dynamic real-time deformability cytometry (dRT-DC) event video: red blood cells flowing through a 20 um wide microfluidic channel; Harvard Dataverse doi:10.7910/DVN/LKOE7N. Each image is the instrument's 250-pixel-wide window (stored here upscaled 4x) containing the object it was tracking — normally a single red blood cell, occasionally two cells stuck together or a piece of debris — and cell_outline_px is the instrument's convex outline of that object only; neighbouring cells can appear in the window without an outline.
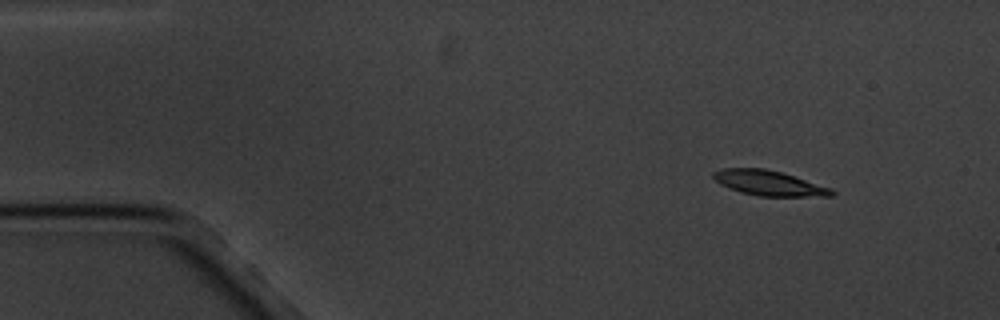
{"species": "common noctule bat (a hibernating species)", "species_latin": "Nyctalus noctula", "temperature_condition": "cold", "stored_images_in_passage": 4, "camera_frame_rate_fps": 3000, "um_per_image_px": 0.085, "animal": {"sex": "male", "body_mass_g": 20.1, "forearm_length_mm": 53.5}, "frame": {"image": 1, "passage_image": 1, "time_ms": 0.0, "image_size_px": [1000, 320], "cell_outline_px": [[836, 192], [832, 196], [756, 196], [740, 192], [728, 188], [720, 184], [712, 176], [712, 172], [720, 168], [764, 168], [784, 172], [832, 188]], "centroid_in_image_um": [65.36, 15.55], "position_along_channel_um": 19.6, "area_um2": 17.57}}
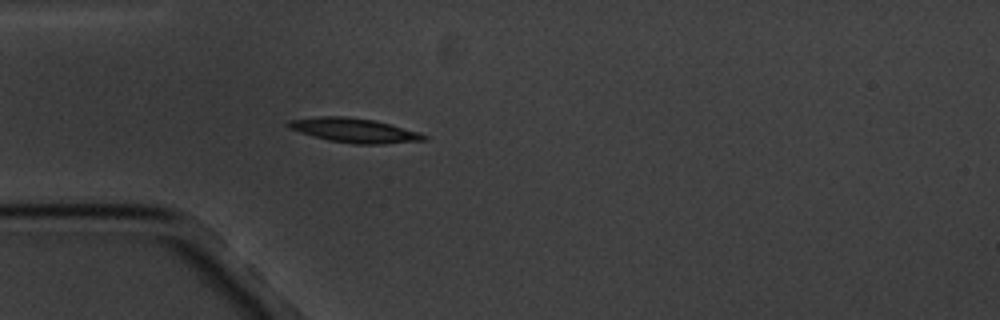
{"frame": {"image": 2, "passage_image": 4, "time_ms": 3.333, "image_size_px": [1000, 320], "cell_outline_px": [[428, 140], [380, 144], [352, 144], [328, 140], [300, 132], [288, 128], [284, 124], [288, 120], [320, 116], [344, 116], [376, 120], [420, 132], [428, 136]], "centroid_in_image_um": [30.12, 11.07], "position_along_channel_um": 54.9, "area_um2": 19.42}}